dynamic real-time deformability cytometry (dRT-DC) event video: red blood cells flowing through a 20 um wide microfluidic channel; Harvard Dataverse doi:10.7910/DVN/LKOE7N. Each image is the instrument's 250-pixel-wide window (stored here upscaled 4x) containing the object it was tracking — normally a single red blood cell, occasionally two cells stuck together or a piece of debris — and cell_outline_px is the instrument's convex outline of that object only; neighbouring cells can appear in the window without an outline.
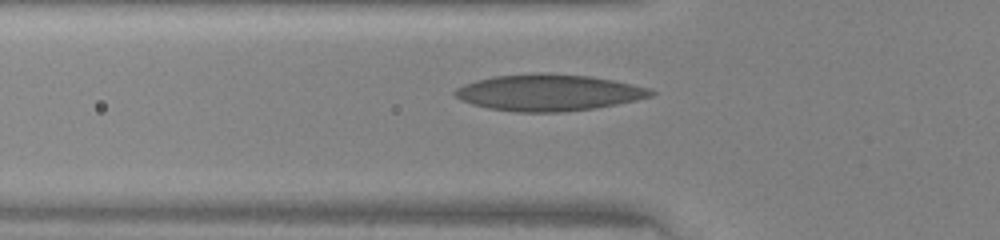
{"species": "human", "species_latin": "Homo sapiens", "temperature_condition": "warm", "stored_images_in_passage": 26, "camera_frame_rate_fps": 3000, "um_per_image_px": 0.085, "donor": {"sex": "female"}, "frame": {"image": 1, "passage_image": 3, "time_ms": 0.667, "image_size_px": [1000, 240], "cell_outline_px": [[656, 92], [652, 96], [636, 100], [616, 104], [592, 108], [560, 112], [516, 112], [488, 108], [472, 104], [460, 100], [452, 92], [456, 88], [464, 84], [476, 80], [496, 76], [540, 72], [548, 72], [588, 76], [612, 80], [652, 88]], "centroid_in_image_um": [46.62, 7.86], "position_along_channel_um": 79.2, "area_um2": 41.67}}
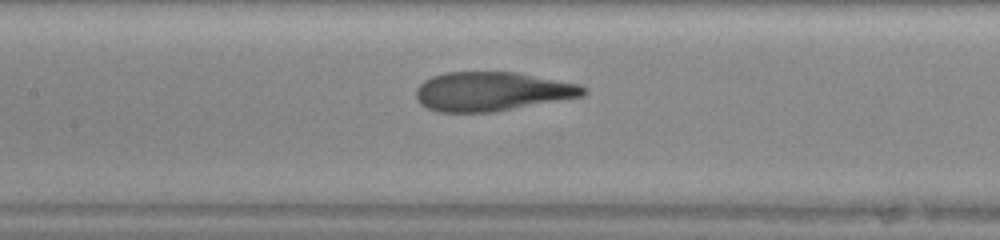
{"frame": {"image": 2, "passage_image": 9, "time_ms": 2.667, "image_size_px": [1000, 240], "cell_outline_px": [[588, 92], [584, 96], [496, 112], [436, 112], [420, 104], [416, 100], [416, 88], [424, 80], [432, 76], [444, 72], [516, 72], [580, 84], [588, 88]], "centroid_in_image_um": [41.83, 7.78], "position_along_channel_um": 165.6, "area_um2": 38.55}}
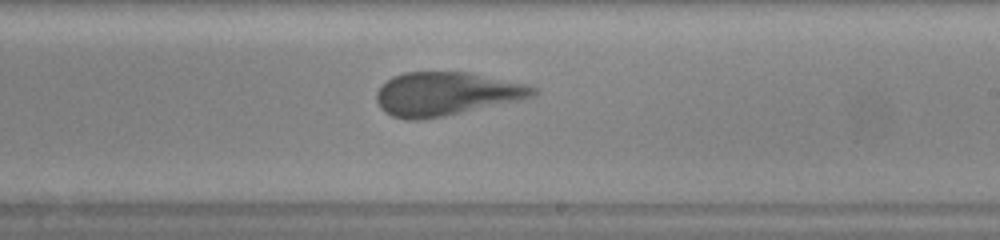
{"frame": {"image": 3, "passage_image": 15, "time_ms": 4.667, "image_size_px": [1000, 240], "cell_outline_px": [[540, 92], [536, 96], [444, 116], [424, 120], [404, 120], [392, 116], [384, 112], [380, 108], [376, 100], [376, 92], [380, 84], [392, 76], [404, 72], [468, 72], [528, 84], [536, 88]], "centroid_in_image_um": [37.88, 7.97], "position_along_channel_um": 251.1, "area_um2": 40.0}}